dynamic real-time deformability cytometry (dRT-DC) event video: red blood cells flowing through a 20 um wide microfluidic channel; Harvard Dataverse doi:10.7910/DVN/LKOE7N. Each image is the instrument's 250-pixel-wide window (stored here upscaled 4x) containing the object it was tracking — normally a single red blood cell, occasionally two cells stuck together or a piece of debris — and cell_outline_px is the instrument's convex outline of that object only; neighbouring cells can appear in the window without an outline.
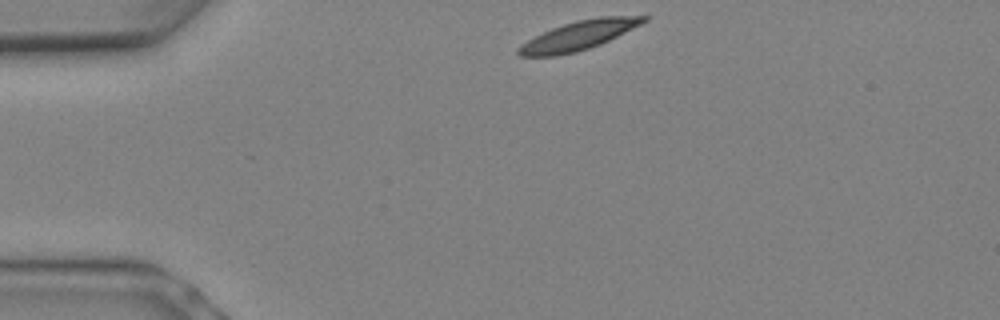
{"species": "Egyptian fruit bat (a non-hibernating species)", "species_latin": "Rousettus aegyptiacus", "temperature_condition": "warm", "stored_images_in_passage": 3, "camera_frame_rate_fps": 3000, "um_per_image_px": 0.085, "animal": {"sex": "female"}, "frame": {"image": 1, "passage_image": 1, "time_ms": 0.0, "image_size_px": [1000, 320], "cell_outline_px": [[648, 20], [600, 44], [576, 52], [556, 56], [520, 56], [516, 52], [516, 48], [528, 40], [552, 28], [576, 20], [600, 16], [648, 16]], "centroid_in_image_um": [49.15, 3.02], "position_along_channel_um": 35.8, "area_um2": 20.81}}